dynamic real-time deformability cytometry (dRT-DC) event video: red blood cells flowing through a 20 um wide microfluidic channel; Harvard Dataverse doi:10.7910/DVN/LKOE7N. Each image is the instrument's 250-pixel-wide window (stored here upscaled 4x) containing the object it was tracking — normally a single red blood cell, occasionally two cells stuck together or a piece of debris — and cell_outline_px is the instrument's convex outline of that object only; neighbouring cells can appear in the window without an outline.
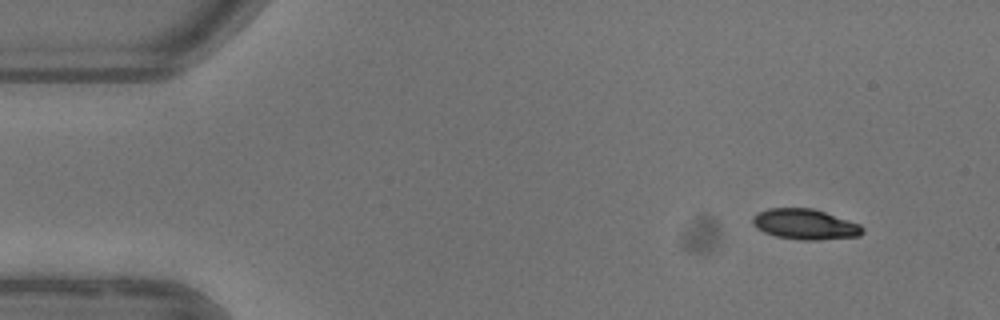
{"species": "common noctule bat (a hibernating species)", "species_latin": "Nyctalus noctula", "temperature_condition": "warm", "stored_images_in_passage": 48, "camera_frame_rate_fps": 3000, "um_per_image_px": 0.085, "animal": {"sex": "female"}, "frame": {"image": 1, "passage_image": 1, "time_ms": 0.0, "image_size_px": [1000, 320], "cell_outline_px": [[864, 232], [860, 236], [820, 240], [800, 240], [776, 236], [764, 232], [756, 228], [752, 224], [752, 216], [756, 212], [768, 208], [812, 208], [860, 224], [864, 228]], "centroid_in_image_um": [68.4, 19.06], "position_along_channel_um": 16.6, "area_um2": 19.65}}
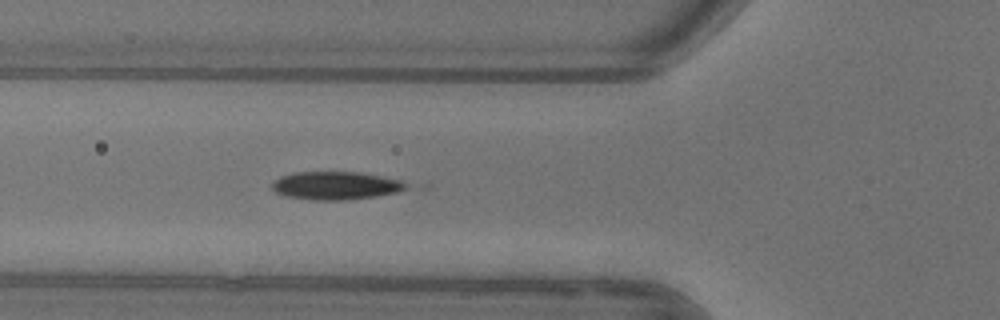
{"frame": {"image": 2, "passage_image": 15, "time_ms": 4.667, "image_size_px": [1000, 320], "cell_outline_px": [[408, 188], [400, 192], [376, 196], [348, 200], [312, 200], [284, 196], [276, 192], [272, 188], [272, 184], [280, 176], [296, 172], [360, 172], [400, 180], [408, 184]], "centroid_in_image_um": [28.56, 15.78], "position_along_channel_um": 97.2, "area_um2": 22.02}}
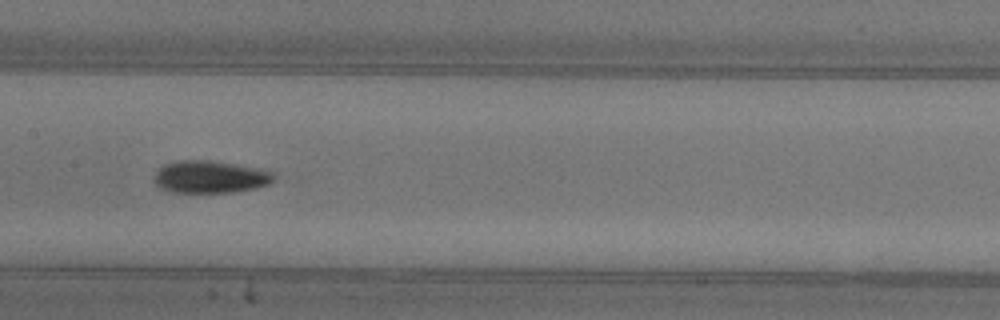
{"frame": {"image": 3, "passage_image": 22, "time_ms": 7.0, "image_size_px": [1000, 320], "cell_outline_px": [[276, 176], [268, 184], [256, 188], [232, 192], [172, 192], [160, 188], [156, 184], [152, 176], [164, 164], [176, 160], [212, 160], [256, 168], [272, 172]], "centroid_in_image_um": [17.82, 15.03], "position_along_channel_um": 189.6, "area_um2": 22.54}, "authors_computed_cell_mechanics": {"area_um2": 21.386, "velocity_mm_per_s": 3.9245, "shape_relaxation_time_tau1_ms": 4.0684, "shape_relaxation_time_tau2_ms": 10.8374, "deformation_change_tau1": 0.15, "deformation_change_tau2": 0.1128}}